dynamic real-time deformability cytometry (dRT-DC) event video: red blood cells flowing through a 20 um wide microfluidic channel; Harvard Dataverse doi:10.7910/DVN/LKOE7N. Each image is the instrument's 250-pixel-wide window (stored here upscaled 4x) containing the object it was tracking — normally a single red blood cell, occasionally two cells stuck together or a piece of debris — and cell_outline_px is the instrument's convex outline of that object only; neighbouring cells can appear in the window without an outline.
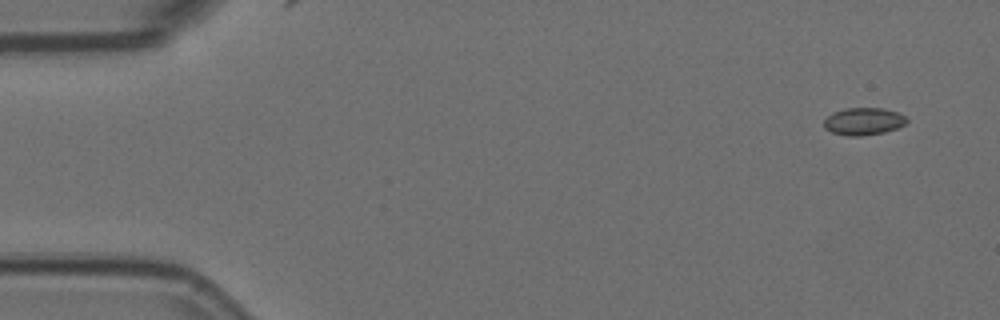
{"species": "Egyptian fruit bat (a non-hibernating species)", "species_latin": "Rousettus aegyptiacus", "temperature_condition": "room temperature", "stored_images_in_passage": 4, "camera_frame_rate_fps": 3000, "um_per_image_px": 0.085, "animal": {"sex": "female"}, "frame": {"image": 1, "passage_image": 1, "time_ms": 0.0, "image_size_px": [1000, 320], "cell_outline_px": [[908, 120], [904, 124], [896, 128], [884, 132], [860, 136], [848, 136], [832, 132], [824, 128], [824, 120], [832, 112], [844, 108], [884, 108], [896, 112], [904, 116]], "centroid_in_image_um": [73.37, 10.31], "position_along_channel_um": 11.6, "area_um2": 13.12}}
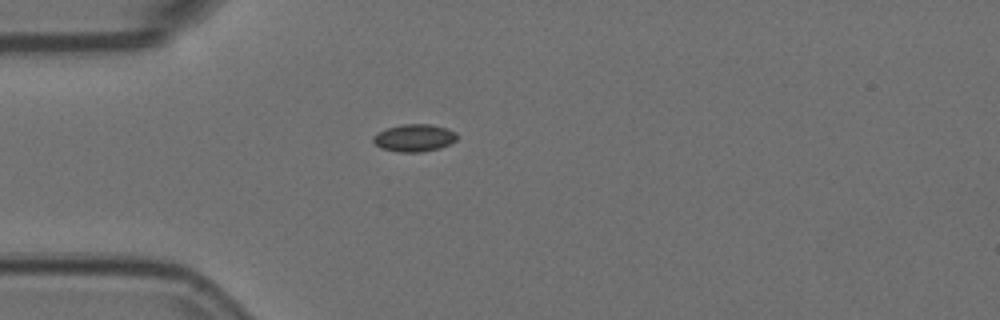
{"frame": {"image": 2, "passage_image": 4, "time_ms": 1.0, "image_size_px": [1000, 320], "cell_outline_px": [[456, 140], [440, 148], [420, 152], [400, 152], [384, 148], [376, 144], [372, 140], [372, 136], [388, 128], [400, 124], [432, 124], [448, 128], [456, 132]], "centroid_in_image_um": [35.24, 11.7], "position_along_channel_um": 49.8, "area_um2": 13.24}}